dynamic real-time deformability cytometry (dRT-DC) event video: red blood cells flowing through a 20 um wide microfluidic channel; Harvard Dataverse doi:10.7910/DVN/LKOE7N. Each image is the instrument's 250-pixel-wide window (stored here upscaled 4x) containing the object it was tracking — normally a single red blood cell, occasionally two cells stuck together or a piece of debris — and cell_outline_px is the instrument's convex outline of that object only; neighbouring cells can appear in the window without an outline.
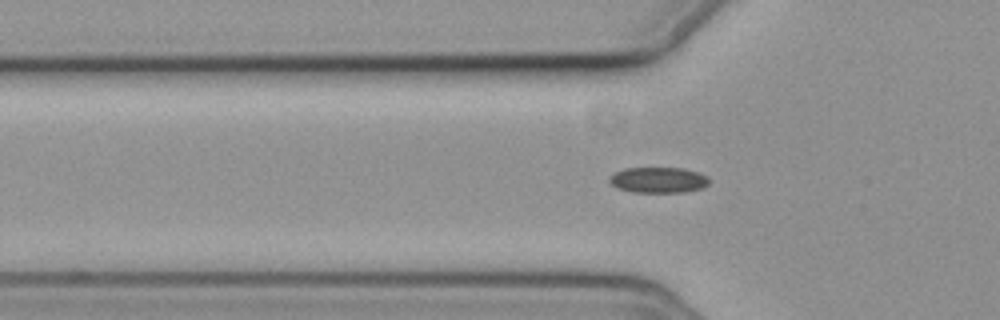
{"species": "common noctule bat (a hibernating species)", "species_latin": "Nyctalus noctula", "temperature_condition": "cold", "stored_images_in_passage": 58, "camera_frame_rate_fps": 3000, "um_per_image_px": 0.085, "animal": {"sex": "female", "body_mass_g": 19.3, "forearm_length_mm": 54.1}, "frame": {"image": 1, "passage_image": 19, "time_ms": 6.0, "image_size_px": [1000, 320], "cell_outline_px": [[708, 184], [704, 188], [684, 192], [632, 192], [616, 188], [608, 180], [608, 176], [624, 168], [684, 168], [708, 176]], "centroid_in_image_um": [55.94, 15.3], "position_along_channel_um": 69.9, "area_um2": 15.03}}
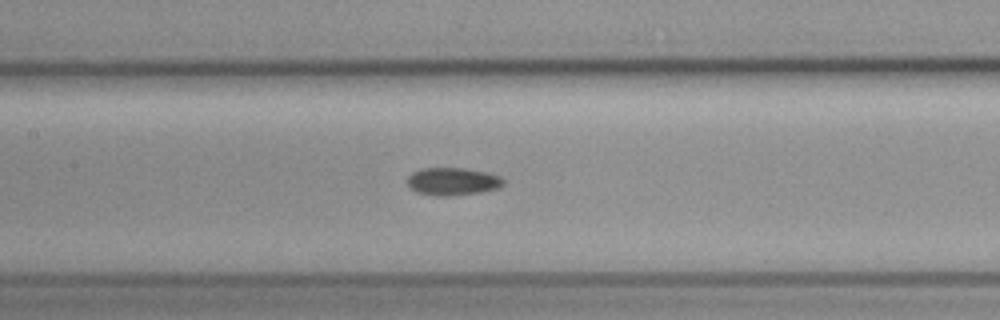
{"frame": {"image": 2, "passage_image": 27, "time_ms": 8.667, "image_size_px": [1000, 320], "cell_outline_px": [[504, 184], [496, 188], [480, 192], [452, 196], [436, 196], [416, 192], [408, 184], [408, 176], [412, 172], [424, 168], [464, 168], [484, 172], [500, 176], [504, 180]], "centroid_in_image_um": [38.46, 15.43], "position_along_channel_um": 168.9, "area_um2": 15.37}}
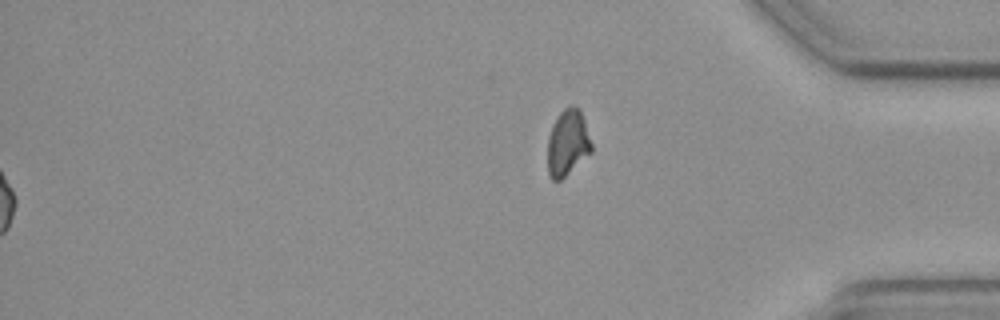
{"frame": {"image": 3, "passage_image": 58, "time_ms": 19.0, "image_size_px": [1000, 320], "cell_outline_px": [[592, 152], [560, 180], [552, 180], [548, 172], [548, 136], [552, 124], [556, 116], [564, 108], [572, 104], [580, 108], [592, 144]], "centroid_in_image_um": [48.25, 12.1], "position_along_channel_um": 387.0, "area_um2": 16.99}, "authors_computed_cell_mechanics": {"area_um2": 14.9124, "velocity_mm_per_s": 3.7117, "shape_relaxation_time_tau1_ms": null, "shape_relaxation_time_tau2_ms": 9.5119, "deformation_change_tau1": null, "deformation_change_tau2": 0.1196}}